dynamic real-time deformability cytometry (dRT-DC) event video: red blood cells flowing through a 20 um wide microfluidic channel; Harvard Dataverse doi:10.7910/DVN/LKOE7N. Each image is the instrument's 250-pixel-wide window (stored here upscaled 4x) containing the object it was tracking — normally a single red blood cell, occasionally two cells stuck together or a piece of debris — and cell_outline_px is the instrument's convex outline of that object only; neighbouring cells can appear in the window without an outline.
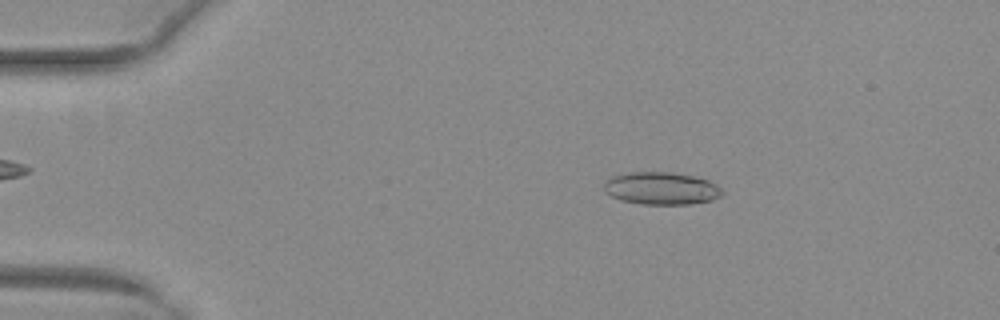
{"species": "common noctule bat (a hibernating species)", "species_latin": "Nyctalus noctula", "temperature_condition": "warm", "stored_images_in_passage": 51, "camera_frame_rate_fps": 3000, "um_per_image_px": 0.085, "animal": {"sex": "female", "body_mass_g": 29.2, "forearm_length_mm": 56.3}, "frame": {"image": 1, "passage_image": 9, "time_ms": 2.667, "image_size_px": [1000, 320], "cell_outline_px": [[724, 192], [720, 196], [712, 200], [688, 204], [640, 204], [620, 200], [604, 192], [604, 184], [612, 176], [632, 172], [668, 172], [692, 176], [708, 180], [716, 184]], "centroid_in_image_um": [56.2, 16.02], "position_along_channel_um": 28.8, "area_um2": 22.25}}
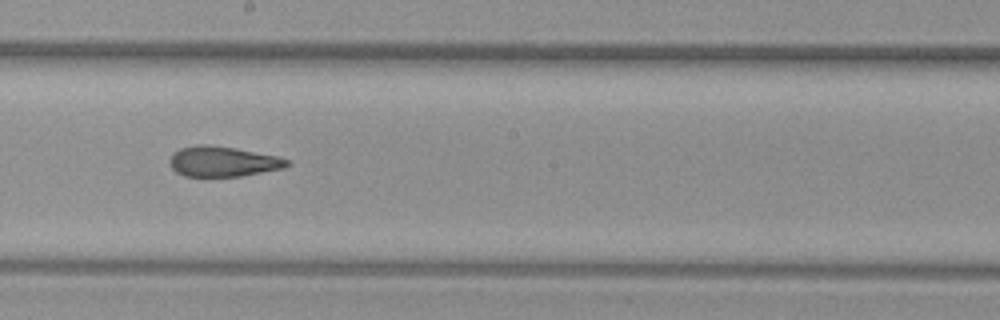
{"frame": {"image": 2, "passage_image": 29, "time_ms": 9.333, "image_size_px": [1000, 320], "cell_outline_px": [[292, 164], [284, 168], [240, 176], [184, 176], [176, 172], [172, 168], [168, 160], [180, 148], [196, 144], [208, 144], [236, 148], [276, 156], [288, 160]], "centroid_in_image_um": [18.94, 13.72], "position_along_channel_um": 229.3, "area_um2": 20.63}}
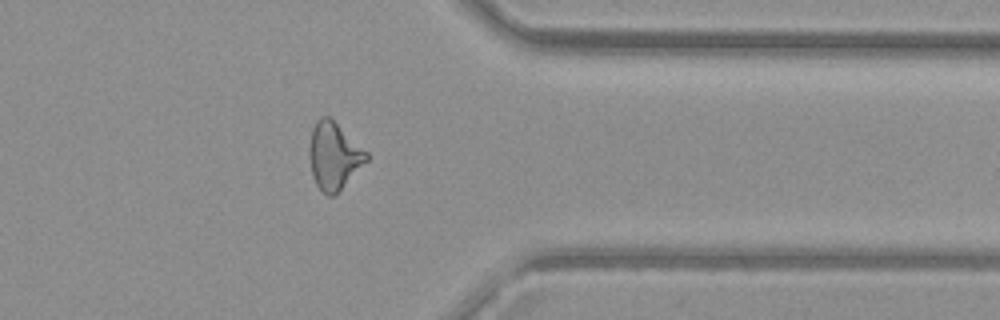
{"frame": {"image": 3, "passage_image": 41, "time_ms": 13.333, "image_size_px": [1000, 320], "cell_outline_px": [[368, 160], [332, 196], [328, 196], [320, 192], [312, 176], [308, 156], [308, 152], [312, 128], [316, 120], [320, 116], [328, 116], [368, 152]], "centroid_in_image_um": [28.34, 13.24], "position_along_channel_um": 383.1, "area_um2": 22.14}, "authors_computed_cell_mechanics": {"area_um2": 21.964, "velocity_mm_per_s": 4.0661, "shape_relaxation_time_tau1_ms": null, "shape_relaxation_time_tau2_ms": 3.1477, "deformation_change_tau1": null, "deformation_change_tau2": 0.1379}}